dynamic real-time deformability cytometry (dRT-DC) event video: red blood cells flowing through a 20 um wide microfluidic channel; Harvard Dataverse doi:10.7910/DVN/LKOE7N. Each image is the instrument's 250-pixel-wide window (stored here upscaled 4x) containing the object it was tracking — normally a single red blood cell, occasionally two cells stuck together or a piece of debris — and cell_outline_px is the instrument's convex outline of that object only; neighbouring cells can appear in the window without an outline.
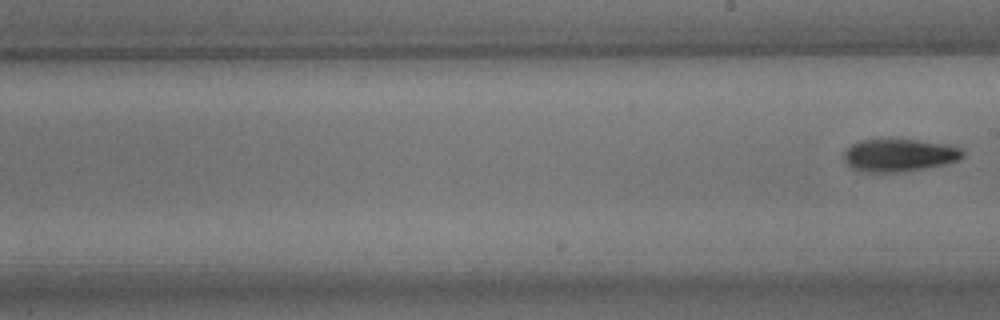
{"species": "common noctule bat (a hibernating species)", "species_latin": "Nyctalus noctula", "temperature_condition": "room temperature", "stored_images_in_passage": 10, "segment_of_instrument_passage": [2, 2], "camera_frame_rate_fps": 3000, "um_per_image_px": 0.085, "animal": {"sex": "male", "body_mass_g": 15.6}, "frame": {"image": 1, "passage_image": 10, "time_ms": 11.333, "image_size_px": [1000, 320], "cell_outline_px": [[964, 156], [956, 160], [944, 164], [924, 168], [896, 172], [864, 172], [852, 168], [844, 160], [844, 152], [852, 144], [860, 140], [920, 140], [944, 144], [960, 148], [964, 152]], "centroid_in_image_um": [76.41, 13.19], "position_along_channel_um": 212.6, "area_um2": 22.25}}